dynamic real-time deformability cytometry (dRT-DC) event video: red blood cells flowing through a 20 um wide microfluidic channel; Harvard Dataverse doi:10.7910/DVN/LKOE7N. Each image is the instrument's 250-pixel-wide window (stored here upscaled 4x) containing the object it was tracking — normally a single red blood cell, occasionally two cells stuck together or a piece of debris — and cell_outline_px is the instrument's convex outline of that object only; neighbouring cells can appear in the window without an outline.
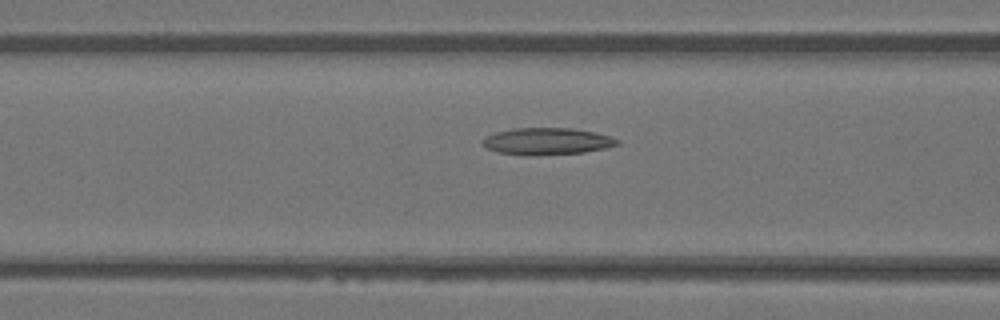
{"species": "Egyptian fruit bat (a non-hibernating species)", "species_latin": "Rousettus aegyptiacus", "temperature_condition": "warm", "stored_images_in_passage": 17, "camera_frame_rate_fps": 3000, "um_per_image_px": 0.085, "animal": {"sex": "female"}, "frame": {"image": 1, "passage_image": 10, "time_ms": 3.0, "image_size_px": [1000, 320], "cell_outline_px": [[620, 144], [604, 148], [584, 152], [496, 152], [480, 144], [480, 140], [484, 136], [496, 132], [512, 128], [572, 128], [592, 132], [608, 136], [620, 140]], "centroid_in_image_um": [46.47, 11.95], "position_along_channel_um": 120.1, "area_um2": 19.94}}